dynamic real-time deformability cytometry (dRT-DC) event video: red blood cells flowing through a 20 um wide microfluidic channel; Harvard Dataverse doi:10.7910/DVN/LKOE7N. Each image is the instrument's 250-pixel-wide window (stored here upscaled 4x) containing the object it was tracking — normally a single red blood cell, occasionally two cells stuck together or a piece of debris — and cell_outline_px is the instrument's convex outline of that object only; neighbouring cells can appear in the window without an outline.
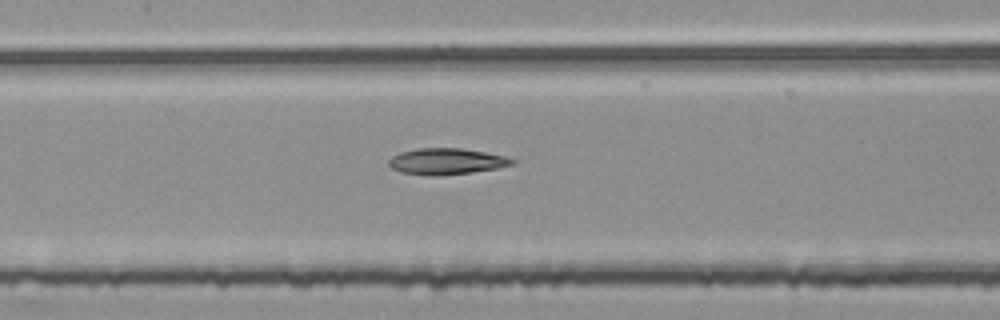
{"species": "common noctule bat (a hibernating species)", "species_latin": "Nyctalus noctula", "temperature_condition": "room temperature", "stored_images_in_passage": 46, "segment_of_instrument_passage": [2, 2], "camera_frame_rate_fps": 3000, "um_per_image_px": 0.085, "animal": {"sex": "female", "body_mass_g": 25.1}, "frame": {"image": 1, "passage_image": 18, "time_ms": 5.667, "image_size_px": [1000, 320], "cell_outline_px": [[516, 164], [496, 168], [472, 172], [400, 172], [392, 168], [388, 164], [388, 160], [392, 156], [400, 152], [416, 148], [460, 148], [508, 156], [516, 160]], "centroid_in_image_um": [38.02, 13.65], "position_along_channel_um": 169.4, "area_um2": 17.86}}
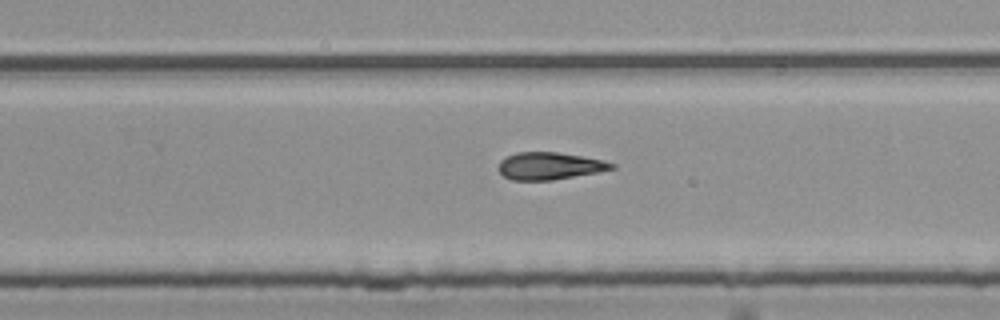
{"frame": {"image": 2, "passage_image": 27, "time_ms": 8.667, "image_size_px": [1000, 320], "cell_outline_px": [[616, 168], [600, 172], [552, 180], [512, 180], [504, 176], [496, 168], [500, 160], [516, 152], [556, 152], [604, 160], [616, 164]], "centroid_in_image_um": [46.72, 14.11], "position_along_channel_um": 283.1, "area_um2": 18.09}}
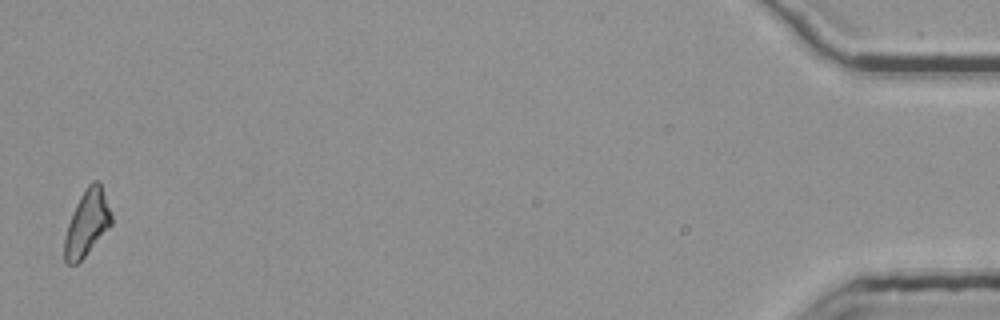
{"frame": {"image": 3, "passage_image": 46, "time_ms": 15.0, "image_size_px": [1000, 320], "cell_outline_px": [[112, 224], [84, 256], [76, 264], [68, 264], [64, 260], [64, 236], [72, 212], [80, 196], [88, 184], [92, 180], [96, 180], [100, 184], [112, 216]], "centroid_in_image_um": [7.37, 18.96], "position_along_channel_um": 427.8, "area_um2": 17.63}}